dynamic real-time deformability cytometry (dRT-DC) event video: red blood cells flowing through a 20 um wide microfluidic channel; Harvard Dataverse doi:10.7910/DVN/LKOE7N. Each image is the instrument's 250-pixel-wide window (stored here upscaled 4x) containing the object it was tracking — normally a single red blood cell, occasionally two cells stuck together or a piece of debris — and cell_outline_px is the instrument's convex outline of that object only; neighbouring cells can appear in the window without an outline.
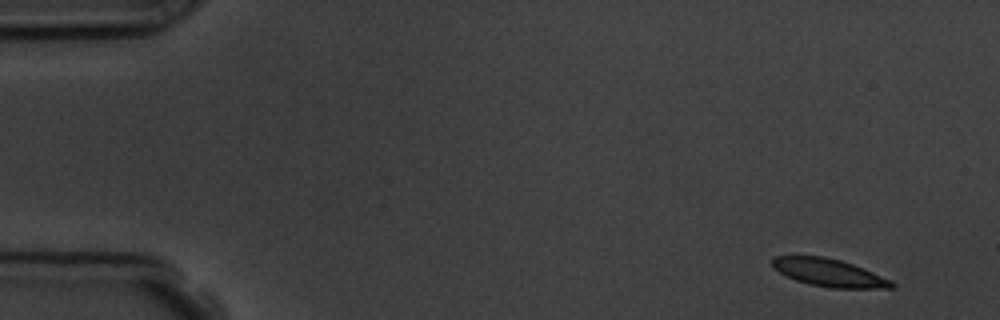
{"species": "common noctule bat (a hibernating species)", "species_latin": "Nyctalus noctula", "temperature_condition": "room temperature", "stored_images_in_passage": 16, "camera_frame_rate_fps": 3000, "um_per_image_px": 0.085, "animal": {"sex": "male", "body_mass_g": 19.5, "forearm_length_mm": 54.6}, "frame": {"image": 1, "passage_image": 1, "time_ms": 0.0, "image_size_px": [1000, 320], "cell_outline_px": [[896, 288], [832, 288], [808, 284], [796, 280], [772, 268], [772, 260], [776, 256], [824, 256], [840, 260], [852, 264], [892, 280], [896, 284]], "centroid_in_image_um": [70.49, 23.18], "position_along_channel_um": 14.5, "area_um2": 19.19}}
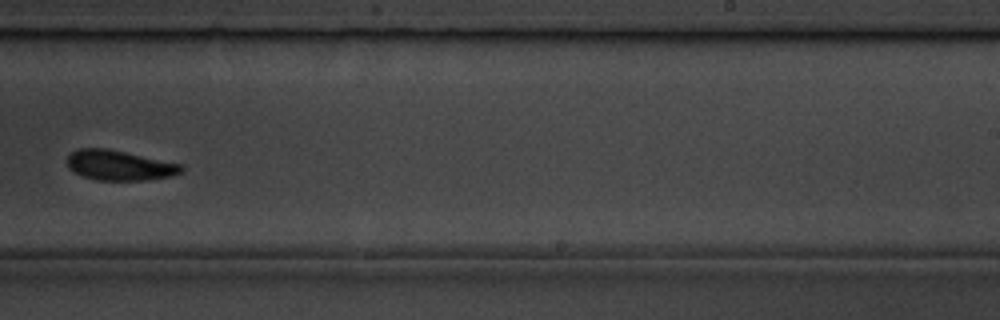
{"frame": {"image": 2, "passage_image": 10, "time_ms": 10.333, "image_size_px": [1000, 320], "cell_outline_px": [[184, 168], [180, 172], [172, 176], [144, 180], [96, 180], [80, 176], [68, 168], [68, 156], [76, 148], [108, 148], [184, 164]], "centroid_in_image_um": [10.15, 14.04], "position_along_channel_um": 278.8, "area_um2": 20.23}}
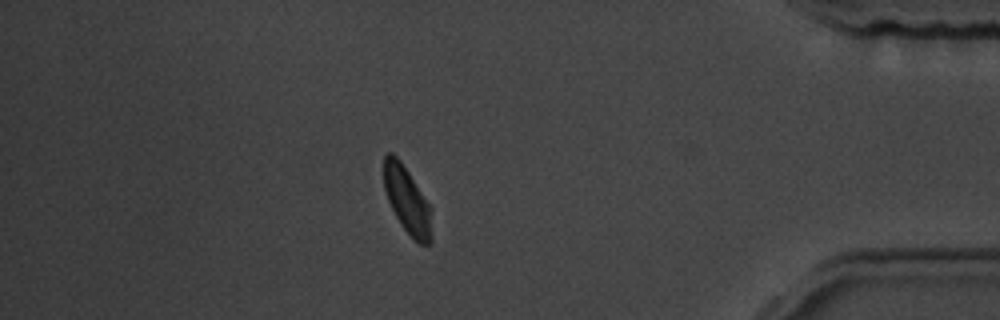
{"frame": {"image": 3, "passage_image": 14, "time_ms": 14.667, "image_size_px": [1000, 320], "cell_outline_px": [[432, 244], [416, 244], [412, 240], [400, 224], [388, 200], [384, 188], [384, 156], [388, 152], [392, 152], [400, 160], [432, 208]], "centroid_in_image_um": [34.64, 17.09], "position_along_channel_um": 400.6, "area_um2": 18.9}, "authors_computed_cell_mechanics": {"area_um2": 20.2589, "velocity_mm_per_s": 3.695, "shape_relaxation_time_tau1_ms": 2.332, "shape_relaxation_time_tau2_ms": null, "deformation_change_tau1": 0.0721, "deformation_change_tau2": null}}